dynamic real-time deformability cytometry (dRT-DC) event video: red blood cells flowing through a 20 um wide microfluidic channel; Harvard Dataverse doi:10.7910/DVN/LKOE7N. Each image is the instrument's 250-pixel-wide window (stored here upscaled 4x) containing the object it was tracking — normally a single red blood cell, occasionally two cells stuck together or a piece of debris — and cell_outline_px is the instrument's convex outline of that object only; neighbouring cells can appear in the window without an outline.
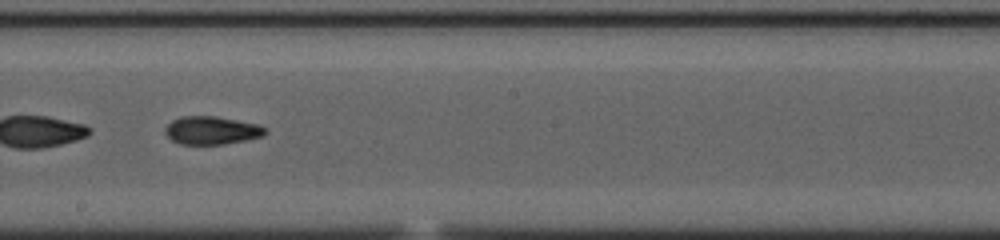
{"species": "common noctule bat (a hibernating species)", "species_latin": "Nyctalus noctula", "temperature_condition": "cold", "stored_images_in_passage": 53, "segment_of_instrument_passage": [2, 2], "camera_frame_rate_fps": 3000, "um_per_image_px": 0.085, "animal": {"sex": "female", "body_mass_g": 23.0, "forearm_length_mm": 53.4}, "frame": {"image": 1, "passage_image": 30, "time_ms": 9.667, "image_size_px": [1000, 240], "cell_outline_px": [[268, 132], [264, 136], [244, 140], [220, 144], [180, 144], [172, 140], [164, 132], [164, 128], [172, 120], [180, 116], [216, 116], [260, 124]], "centroid_in_image_um": [17.99, 11.07], "position_along_channel_um": 230.2, "area_um2": 16.42}}